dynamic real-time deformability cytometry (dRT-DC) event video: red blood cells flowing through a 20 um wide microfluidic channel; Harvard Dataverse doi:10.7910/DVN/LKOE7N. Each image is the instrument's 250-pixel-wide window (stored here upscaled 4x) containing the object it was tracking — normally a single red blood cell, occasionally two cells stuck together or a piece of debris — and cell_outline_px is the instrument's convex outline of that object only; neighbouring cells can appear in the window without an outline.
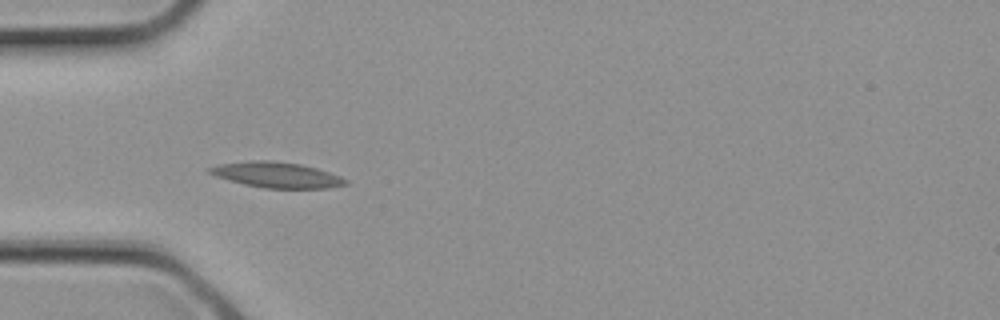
{"species": "common noctule bat (a hibernating species)", "species_latin": "Nyctalus noctula", "temperature_condition": "cold", "stored_images_in_passage": 2, "camera_frame_rate_fps": 3000, "um_per_image_px": 0.085, "animal": {"sex": "female", "body_mass_g": 21.9}, "frame": {"image": 1, "passage_image": 2, "time_ms": 0.333, "image_size_px": [1000, 320], "cell_outline_px": [[348, 184], [328, 188], [264, 188], [244, 184], [216, 176], [208, 172], [208, 168], [216, 164], [252, 160], [268, 160], [300, 164], [316, 168], [340, 176], [348, 180]], "centroid_in_image_um": [23.51, 14.86], "position_along_channel_um": 61.5, "area_um2": 20.17}}